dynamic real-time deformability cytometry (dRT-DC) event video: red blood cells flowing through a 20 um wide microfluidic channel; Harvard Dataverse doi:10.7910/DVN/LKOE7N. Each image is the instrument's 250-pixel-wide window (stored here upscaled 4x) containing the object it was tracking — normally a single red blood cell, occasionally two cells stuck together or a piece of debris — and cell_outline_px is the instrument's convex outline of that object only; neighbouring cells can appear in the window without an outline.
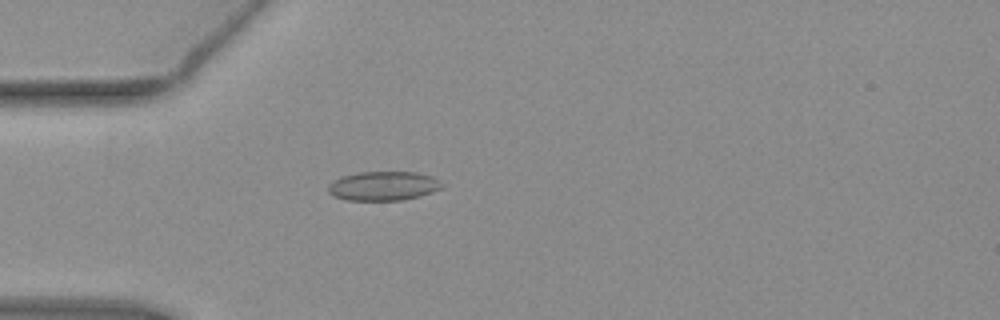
{"species": "common noctule bat (a hibernating species)", "species_latin": "Nyctalus noctula", "temperature_condition": "warm", "stored_images_in_passage": 54, "camera_frame_rate_fps": 3000, "um_per_image_px": 0.085, "animal": {"sex": "female", "body_mass_g": 19.3, "forearm_length_mm": 54.1}, "frame": {"image": 1, "passage_image": 16, "time_ms": 5.0, "image_size_px": [1000, 320], "cell_outline_px": [[444, 184], [440, 188], [432, 192], [420, 196], [404, 200], [348, 200], [332, 196], [328, 192], [328, 184], [344, 176], [356, 172], [416, 172], [432, 176]], "centroid_in_image_um": [32.59, 15.81], "position_along_channel_um": 52.4, "area_um2": 19.31}}
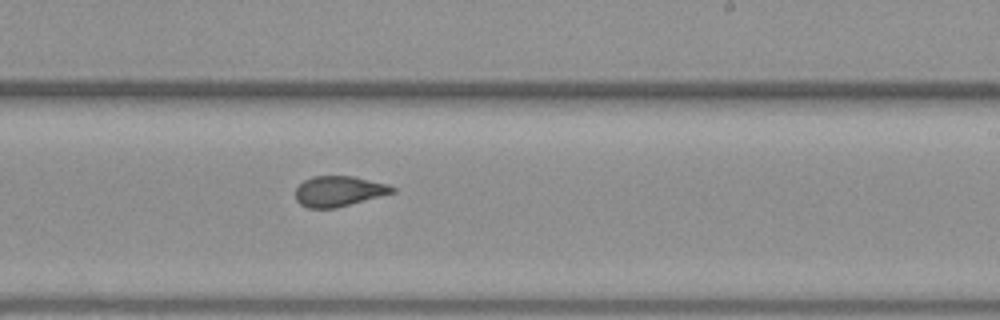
{"frame": {"image": 2, "passage_image": 33, "time_ms": 10.667, "image_size_px": [1000, 320], "cell_outline_px": [[396, 192], [336, 208], [308, 208], [300, 204], [296, 200], [296, 188], [304, 180], [312, 176], [352, 176], [388, 184], [396, 188]], "centroid_in_image_um": [28.8, 16.25], "position_along_channel_um": 260.2, "area_um2": 17.17}}
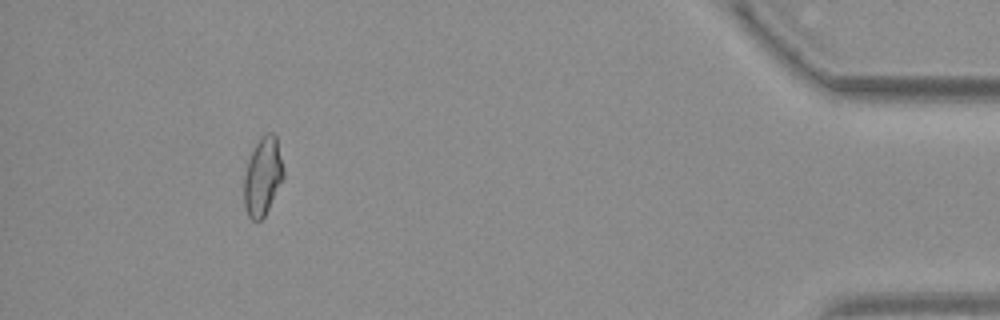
{"frame": {"image": 3, "passage_image": 50, "time_ms": 16.333, "image_size_px": [1000, 320], "cell_outline_px": [[284, 176], [264, 216], [256, 224], [248, 216], [244, 204], [244, 176], [248, 160], [260, 136], [268, 132], [272, 132], [276, 136], [284, 172]], "centroid_in_image_um": [22.31, 15.0], "position_along_channel_um": 412.9, "area_um2": 17.8}, "authors_computed_cell_mechanics": {"area_um2": 18.1492, "velocity_mm_per_s": 3.8341, "shape_relaxation_time_tau1_ms": null, "shape_relaxation_time_tau2_ms": 1.0164, "deformation_change_tau1": null, "deformation_change_tau2": 0.0568}}